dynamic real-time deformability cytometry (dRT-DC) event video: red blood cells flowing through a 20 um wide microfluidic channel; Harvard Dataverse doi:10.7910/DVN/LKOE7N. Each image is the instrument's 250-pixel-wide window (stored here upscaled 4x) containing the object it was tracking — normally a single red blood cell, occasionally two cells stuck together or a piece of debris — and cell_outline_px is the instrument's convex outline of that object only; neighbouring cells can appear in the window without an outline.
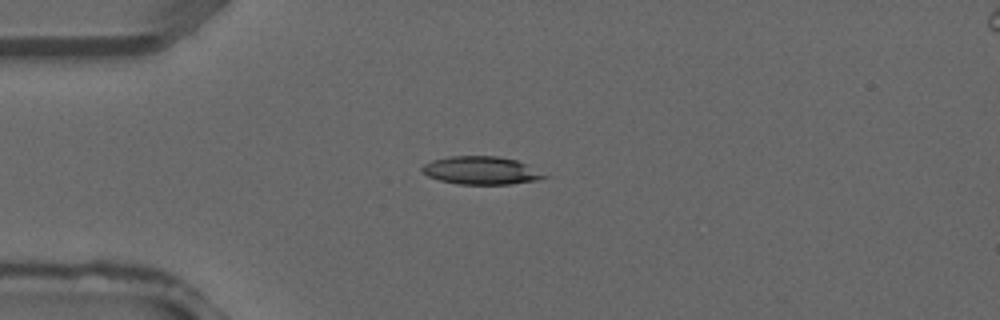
{"species": "common noctule bat (a hibernating species)", "species_latin": "Nyctalus noctula", "temperature_condition": "warm", "stored_images_in_passage": 11, "camera_frame_rate_fps": 3000, "um_per_image_px": 0.085, "animal": {"sex": "male", "forearm_length_mm": 52.5}, "frame": {"image": 1, "passage_image": 4, "time_ms": 1.0, "image_size_px": [1000, 320], "cell_outline_px": [[552, 176], [536, 180], [512, 184], [456, 184], [440, 180], [428, 176], [420, 168], [424, 164], [432, 160], [448, 156], [496, 156], [516, 160], [528, 164]], "centroid_in_image_um": [40.95, 14.49], "position_along_channel_um": 44.1, "area_um2": 20.11}}
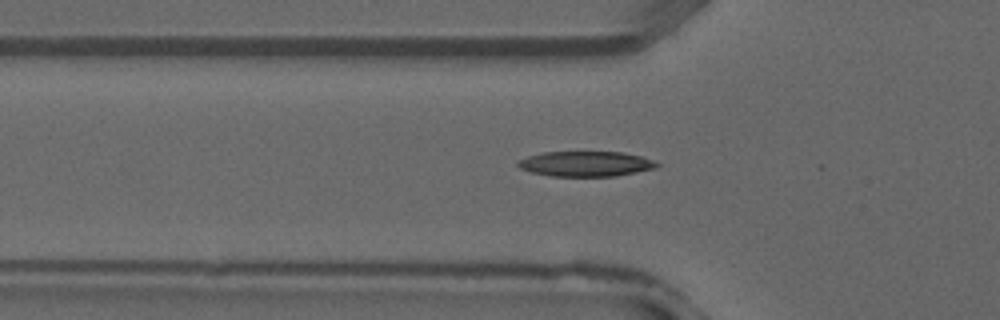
{"frame": {"image": 2, "passage_image": 7, "time_ms": 2.0, "image_size_px": [1000, 320], "cell_outline_px": [[660, 164], [656, 168], [616, 176], [552, 176], [532, 172], [520, 168], [516, 164], [520, 160], [528, 156], [544, 152], [620, 152], [644, 156]], "centroid_in_image_um": [49.82, 13.92], "position_along_channel_um": 76.0, "area_um2": 20.29}}
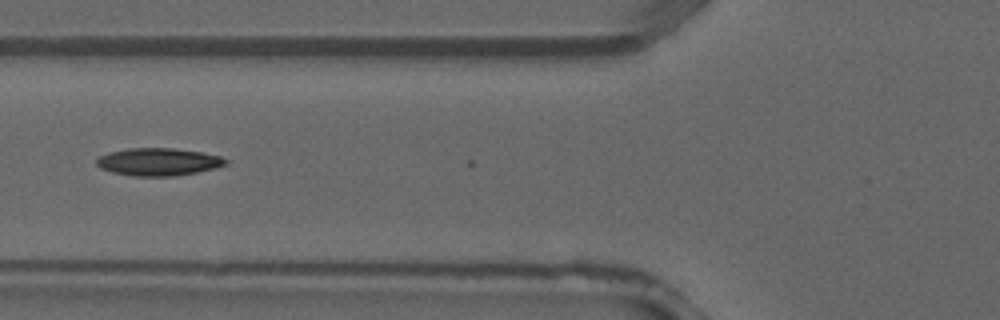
{"frame": {"image": 3, "passage_image": 9, "time_ms": 2.667, "image_size_px": [1000, 320], "cell_outline_px": [[228, 164], [216, 168], [176, 176], [136, 176], [112, 172], [100, 168], [96, 164], [96, 160], [100, 156], [108, 152], [128, 148], [176, 148], [200, 152], [220, 156], [228, 160]], "centroid_in_image_um": [13.47, 13.75], "position_along_channel_um": 112.3, "area_um2": 20.81}}